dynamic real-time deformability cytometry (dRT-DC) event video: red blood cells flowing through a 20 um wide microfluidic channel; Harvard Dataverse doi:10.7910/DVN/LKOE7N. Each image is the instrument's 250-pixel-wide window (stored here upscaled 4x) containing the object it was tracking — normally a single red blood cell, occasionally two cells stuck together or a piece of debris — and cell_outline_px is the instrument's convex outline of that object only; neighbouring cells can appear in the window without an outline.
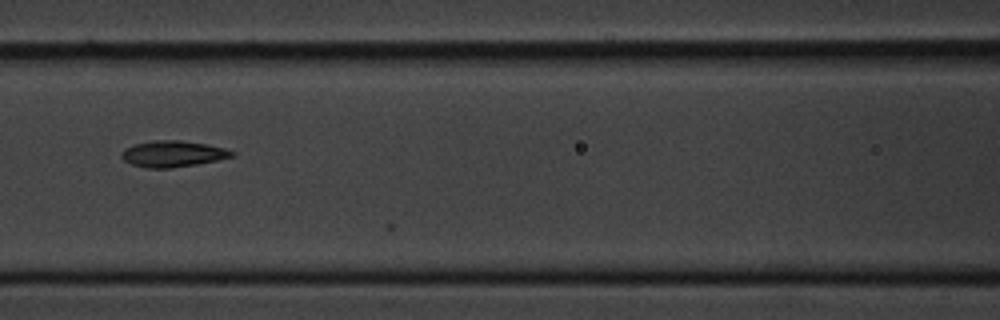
{"species": "common noctule bat (a hibernating species)", "species_latin": "Nyctalus noctula", "temperature_condition": "cold", "stored_images_in_passage": 7, "camera_frame_rate_fps": 3000, "um_per_image_px": 0.085, "animal": {"sex": "male", "body_mass_g": 20.1, "forearm_length_mm": 53.5}, "frame": {"image": 1, "passage_image": 6, "time_ms": 5.667, "image_size_px": [1000, 320], "cell_outline_px": [[236, 156], [196, 164], [168, 168], [144, 168], [132, 164], [124, 160], [120, 156], [120, 152], [124, 148], [136, 144], [152, 140], [180, 140], [208, 144], [224, 148], [236, 152]], "centroid_in_image_um": [14.68, 13.07], "position_along_channel_um": 151.9, "area_um2": 16.94}}